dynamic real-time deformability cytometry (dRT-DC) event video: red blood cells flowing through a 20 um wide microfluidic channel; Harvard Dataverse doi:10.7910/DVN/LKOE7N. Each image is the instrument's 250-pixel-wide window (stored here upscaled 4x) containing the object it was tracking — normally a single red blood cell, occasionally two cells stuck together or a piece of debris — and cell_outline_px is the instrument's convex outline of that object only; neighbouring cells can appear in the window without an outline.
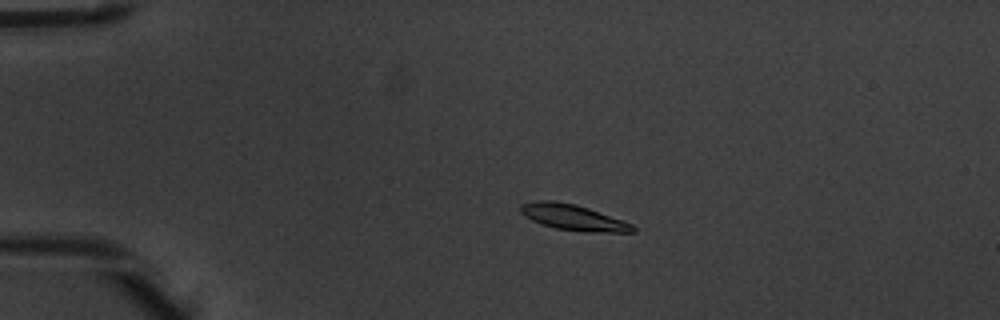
{"species": "common noctule bat (a hibernating species)", "species_latin": "Nyctalus noctula", "temperature_condition": "warm", "stored_images_in_passage": 6, "camera_frame_rate_fps": 3000, "um_per_image_px": 0.085, "animal": {"sex": "male", "body_mass_g": 20.1, "forearm_length_mm": 53.5}, "frame": {"image": 1, "passage_image": 3, "time_ms": 0.667, "image_size_px": [1000, 320], "cell_outline_px": [[636, 232], [584, 232], [556, 228], [532, 220], [524, 216], [520, 212], [520, 204], [536, 200], [556, 200], [576, 204], [624, 220], [632, 224], [636, 228]], "centroid_in_image_um": [48.73, 18.47], "position_along_channel_um": 36.3, "area_um2": 16.99}}
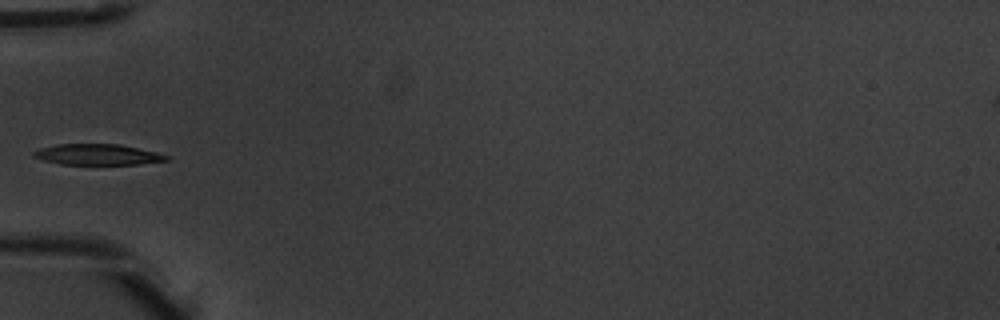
{"frame": {"image": 2, "passage_image": 5, "time_ms": 1.333, "image_size_px": [1000, 320], "cell_outline_px": [[168, 160], [136, 164], [60, 164], [44, 160], [32, 156], [32, 152], [40, 148], [56, 144], [120, 144], [156, 152], [168, 156]], "centroid_in_image_um": [8.25, 13.13], "position_along_channel_um": 76.8, "area_um2": 15.95}}